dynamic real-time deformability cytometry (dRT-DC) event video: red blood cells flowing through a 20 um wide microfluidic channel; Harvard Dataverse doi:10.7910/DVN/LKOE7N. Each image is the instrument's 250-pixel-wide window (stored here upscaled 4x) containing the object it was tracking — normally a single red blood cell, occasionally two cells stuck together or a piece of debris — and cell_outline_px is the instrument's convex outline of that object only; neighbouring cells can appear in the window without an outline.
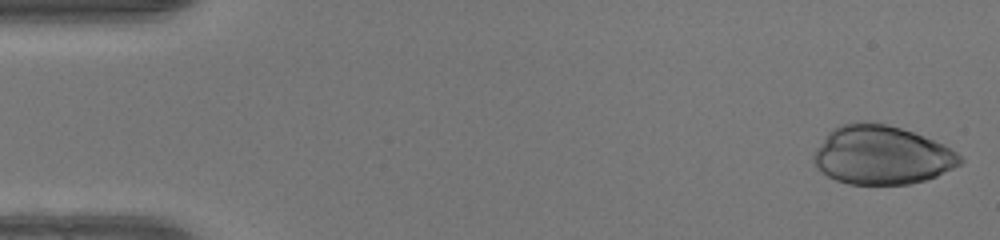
{"species": "human", "species_latin": "Homo sapiens", "temperature_condition": "warm", "stored_images_in_passage": 44, "camera_frame_rate_fps": 3000, "um_per_image_px": 0.085, "donor": {"sex": "female"}, "frame": {"image": 1, "passage_image": 1, "time_ms": 0.0, "image_size_px": [1000, 240], "cell_outline_px": [[964, 160], [960, 164], [936, 176], [912, 184], [848, 184], [836, 180], [820, 172], [816, 168], [812, 160], [812, 156], [816, 148], [828, 132], [832, 128], [840, 124], [856, 120], [864, 120], [888, 124], [924, 136], [944, 144], [956, 152]], "centroid_in_image_um": [74.89, 13.16], "position_along_channel_um": 10.1, "area_um2": 50.58}}
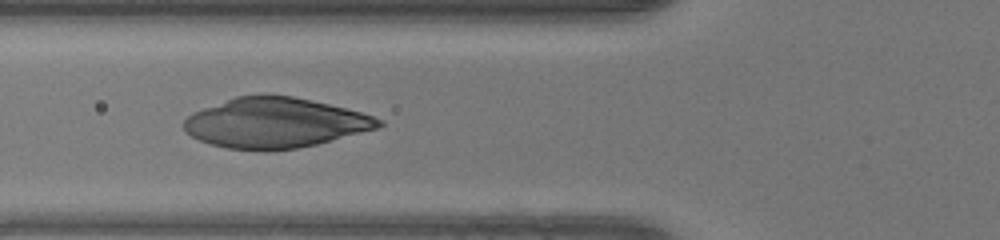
{"frame": {"image": 2, "passage_image": 18, "time_ms": 5.667, "image_size_px": [1000, 240], "cell_outline_px": [[384, 124], [380, 128], [316, 144], [296, 148], [264, 152], [228, 148], [212, 144], [200, 140], [184, 132], [184, 120], [192, 112], [236, 96], [292, 96], [312, 100], [360, 112], [384, 120]], "centroid_in_image_um": [23.38, 10.46], "position_along_channel_um": 102.4, "area_um2": 56.59}}
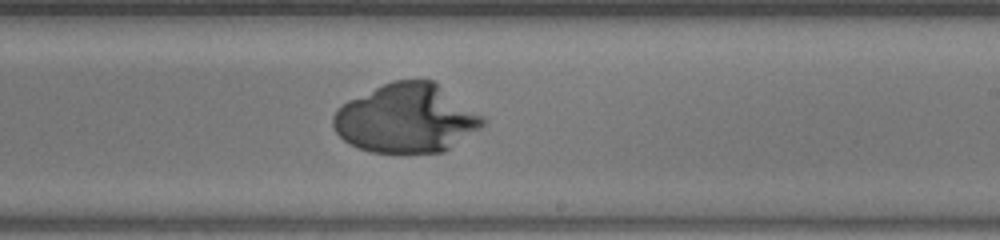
{"frame": {"image": 3, "passage_image": 29, "time_ms": 9.333, "image_size_px": [1000, 240], "cell_outline_px": [[484, 124], [480, 128], [444, 152], [372, 152], [360, 148], [344, 140], [336, 132], [332, 124], [332, 116], [336, 108], [348, 100], [392, 80], [432, 80], [484, 116]], "centroid_in_image_um": [34.52, 10.06], "position_along_channel_um": 254.5, "area_um2": 59.53}}